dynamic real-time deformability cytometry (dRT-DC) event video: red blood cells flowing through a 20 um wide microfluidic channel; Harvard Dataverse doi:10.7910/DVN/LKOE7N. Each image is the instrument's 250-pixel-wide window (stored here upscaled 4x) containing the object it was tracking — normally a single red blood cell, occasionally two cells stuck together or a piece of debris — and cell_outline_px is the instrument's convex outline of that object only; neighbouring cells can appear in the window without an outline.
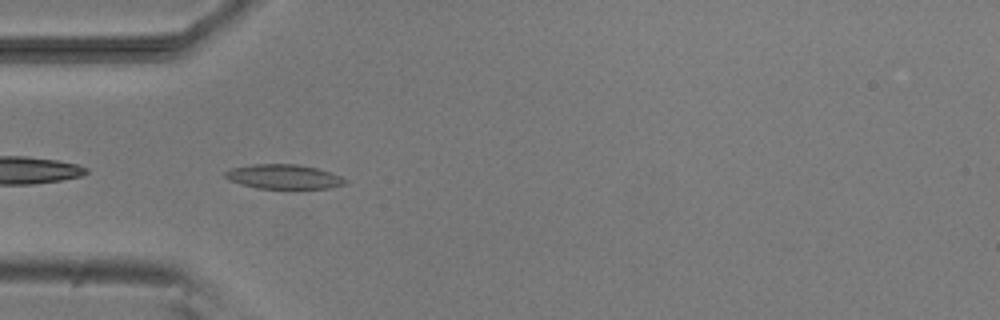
{"species": "common noctule bat (a hibernating species)", "species_latin": "Nyctalus noctula", "temperature_condition": "room temperature", "stored_images_in_passage": 39, "camera_frame_rate_fps": 3000, "um_per_image_px": 0.085, "animal": {"sex": "male", "body_mass_g": 20.5, "forearm_length_mm": 52.5}, "frame": {"image": 1, "passage_image": 2, "time_ms": 0.333, "image_size_px": [1000, 320], "cell_outline_px": [[348, 180], [344, 184], [328, 188], [256, 188], [228, 180], [224, 176], [224, 172], [232, 168], [252, 164], [296, 164], [316, 168], [340, 176]], "centroid_in_image_um": [24.07, 15.01], "position_along_channel_um": 60.9, "area_um2": 16.88}}
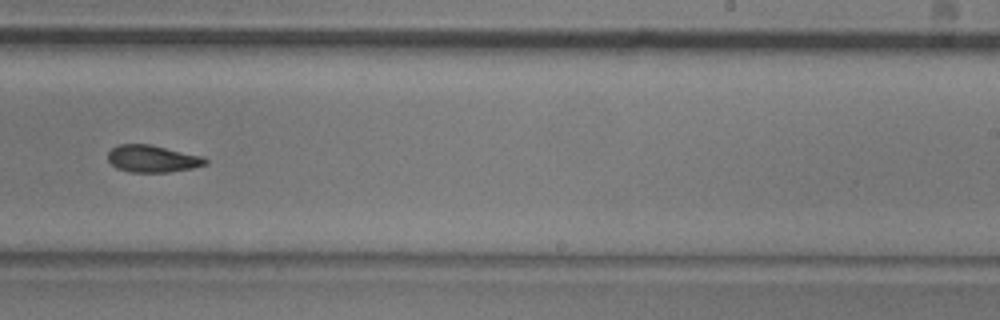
{"frame": {"image": 2, "passage_image": 19, "time_ms": 6.0, "image_size_px": [1000, 320], "cell_outline_px": [[208, 164], [192, 168], [168, 172], [128, 172], [116, 168], [108, 160], [108, 152], [116, 144], [152, 144], [204, 156], [208, 160]], "centroid_in_image_um": [12.98, 13.48], "position_along_channel_um": 276.0, "area_um2": 15.66}}
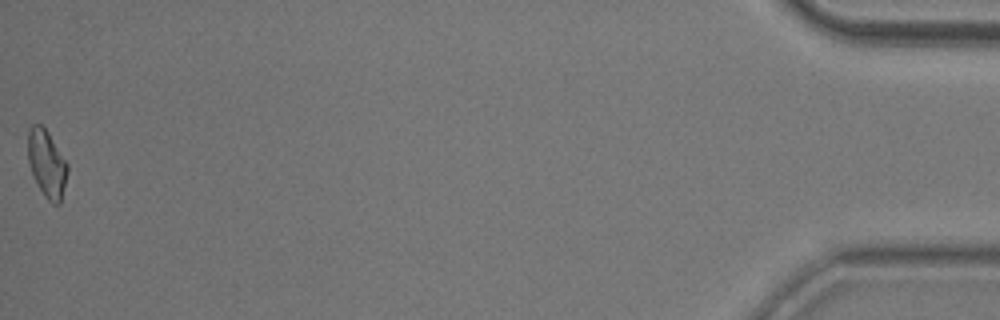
{"frame": {"image": 3, "passage_image": 39, "time_ms": 12.667, "image_size_px": [1000, 320], "cell_outline_px": [[68, 172], [60, 204], [52, 204], [44, 196], [32, 172], [28, 160], [28, 132], [32, 124], [40, 124], [48, 132], [68, 164]], "centroid_in_image_um": [3.99, 13.91], "position_along_channel_um": 431.2, "area_um2": 15.32}, "authors_computed_cell_mechanics": {"area_um2": 15.606, "velocity_mm_per_s": 3.815, "shape_relaxation_time_tau1_ms": 6.3105, "shape_relaxation_time_tau2_ms": 8.2407, "deformation_change_tau1": 0.1506, "deformation_change_tau2": 0.1607}}